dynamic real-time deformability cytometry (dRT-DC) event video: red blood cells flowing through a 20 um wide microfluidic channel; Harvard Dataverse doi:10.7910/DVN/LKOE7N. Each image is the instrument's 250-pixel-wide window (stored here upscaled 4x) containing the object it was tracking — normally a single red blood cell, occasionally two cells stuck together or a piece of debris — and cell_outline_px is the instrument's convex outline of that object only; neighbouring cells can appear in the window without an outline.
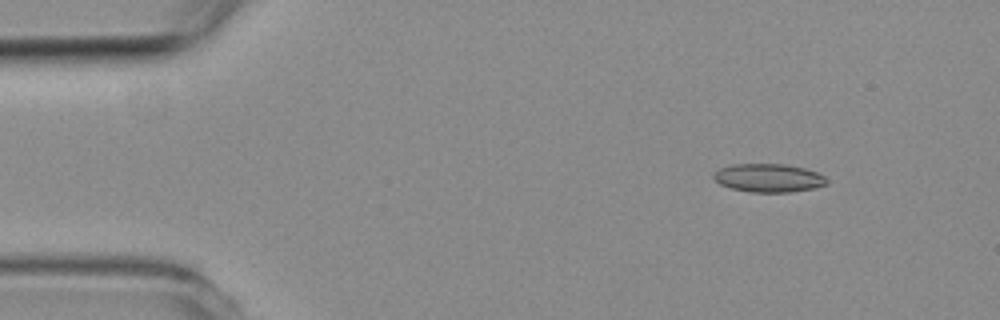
{"species": "common noctule bat (a hibernating species)", "species_latin": "Nyctalus noctula", "temperature_condition": "room temperature", "stored_images_in_passage": 3, "camera_frame_rate_fps": 3000, "um_per_image_px": 0.085, "animal": {"sex": "female", "body_mass_g": 19.3, "forearm_length_mm": 54.1}, "frame": {"image": 1, "passage_image": 1, "time_ms": 0.0, "image_size_px": [1000, 320], "cell_outline_px": [[828, 184], [816, 188], [788, 192], [748, 192], [732, 188], [720, 184], [712, 176], [720, 168], [732, 164], [784, 164], [804, 168], [816, 172], [824, 176], [828, 180]], "centroid_in_image_um": [65.35, 15.13], "position_along_channel_um": 19.6, "area_um2": 18.67}}